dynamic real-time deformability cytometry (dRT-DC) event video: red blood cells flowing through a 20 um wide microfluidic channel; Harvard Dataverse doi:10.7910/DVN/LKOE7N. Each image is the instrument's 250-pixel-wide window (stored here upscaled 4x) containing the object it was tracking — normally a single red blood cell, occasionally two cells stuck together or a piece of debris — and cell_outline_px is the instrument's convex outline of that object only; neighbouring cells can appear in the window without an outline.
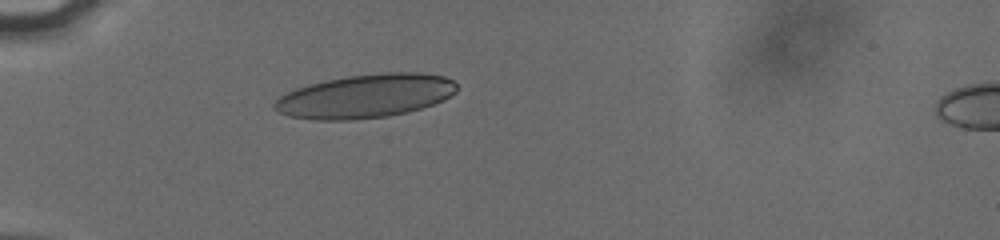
{"species": "human", "species_latin": "Homo sapiens", "temperature_condition": "cold", "stored_images_in_passage": 38, "camera_frame_rate_fps": 3000, "um_per_image_px": 0.085, "donor": {"sex": "male"}, "frame": {"image": 1, "passage_image": 1, "time_ms": 0.0, "image_size_px": [1000, 240], "cell_outline_px": [[456, 92], [432, 104], [420, 108], [388, 116], [348, 120], [312, 120], [288, 116], [272, 108], [272, 104], [280, 96], [296, 88], [328, 80], [348, 76], [388, 72], [416, 72], [444, 76], [452, 80], [456, 84]], "centroid_in_image_um": [31.02, 8.17], "position_along_channel_um": 54.0, "area_um2": 45.89}}
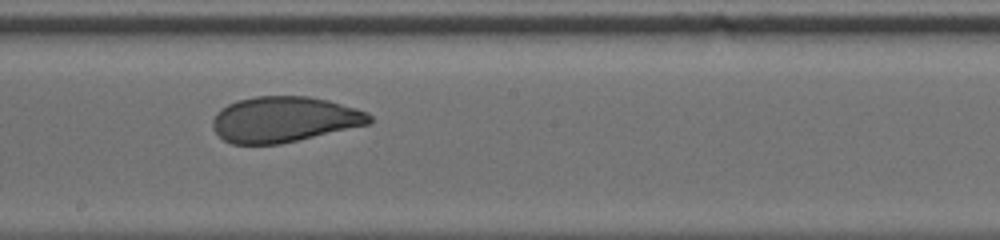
{"frame": {"image": 2, "passage_image": 16, "time_ms": 5.0, "image_size_px": [1000, 240], "cell_outline_px": [[372, 124], [280, 144], [232, 144], [224, 140], [212, 128], [212, 120], [216, 112], [220, 108], [236, 100], [256, 96], [308, 96], [328, 100], [356, 108], [368, 112], [372, 116]], "centroid_in_image_um": [24.16, 10.14], "position_along_channel_um": 224.0, "area_um2": 42.02}}
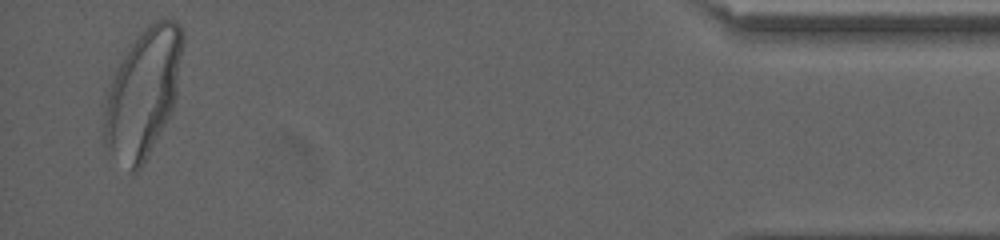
{"frame": {"image": 3, "passage_image": 37, "time_ms": 12.0, "image_size_px": [1000, 240], "cell_outline_px": [[184, 36], [176, 96], [172, 108], [164, 124], [140, 168], [136, 172], [132, 172], [104, 148], [104, 96], [116, 68], [128, 48], [140, 32], [148, 24], [156, 20], [176, 20], [180, 24], [184, 32]], "centroid_in_image_um": [12.14, 7.86], "position_along_channel_um": 423.1, "area_um2": 58.2}, "authors_computed_cell_mechanics": {"area_um2": 43.4078, "velocity_mm_per_s": 3.8072, "shape_relaxation_time_tau1_ms": 5.1372, "shape_relaxation_time_tau2_ms": 0.7414, "deformation_change_tau1": 0.1608, "deformation_change_tau2": 0.0646}}